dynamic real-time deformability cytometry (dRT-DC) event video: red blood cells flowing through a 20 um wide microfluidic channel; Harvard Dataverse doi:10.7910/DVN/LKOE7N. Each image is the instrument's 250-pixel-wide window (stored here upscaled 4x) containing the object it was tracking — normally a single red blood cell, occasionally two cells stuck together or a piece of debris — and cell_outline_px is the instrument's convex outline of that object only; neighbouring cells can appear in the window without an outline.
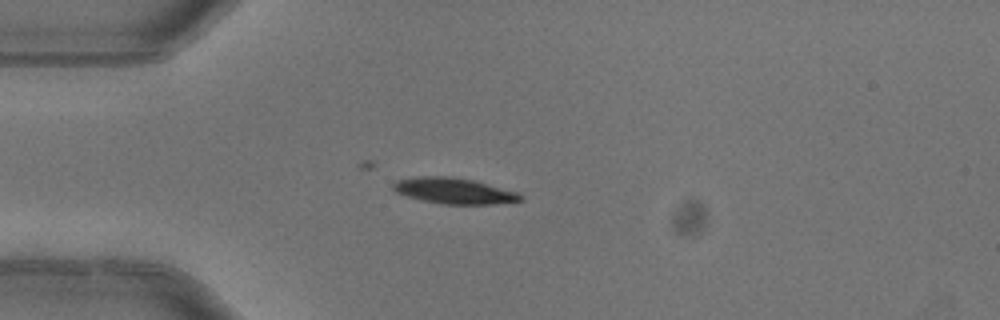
{"species": "common noctule bat (a hibernating species)", "species_latin": "Nyctalus noctula", "temperature_condition": "warm", "stored_images_in_passage": 4, "camera_frame_rate_fps": 3000, "um_per_image_px": 0.085, "animal": {"sex": "female"}, "frame": {"image": 1, "passage_image": 4, "time_ms": 1.0, "image_size_px": [1000, 320], "cell_outline_px": [[524, 200], [492, 204], [444, 204], [420, 200], [396, 192], [392, 188], [392, 184], [396, 180], [412, 176], [452, 176], [472, 180], [520, 192], [524, 196]], "centroid_in_image_um": [38.59, 16.21], "position_along_channel_um": 46.4, "area_um2": 19.42}}